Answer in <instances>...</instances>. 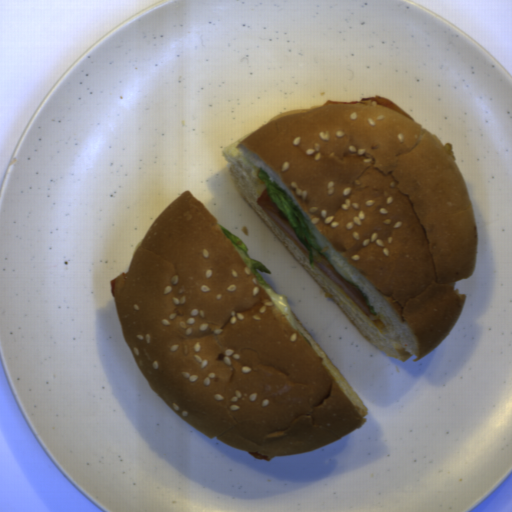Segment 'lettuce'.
<instances>
[{"label":"lettuce","instance_id":"9fb2a089","mask_svg":"<svg viewBox=\"0 0 512 512\" xmlns=\"http://www.w3.org/2000/svg\"><path fill=\"white\" fill-rule=\"evenodd\" d=\"M258 177L264 182L271 199L292 225L298 240L308 250V260L311 269H314L313 250L320 252L332 264L329 254L319 244L303 212L287 191L280 187L279 182L275 180L270 181L269 175L262 168L258 170Z\"/></svg>","mask_w":512,"mask_h":512},{"label":"lettuce","instance_id":"494a5c6d","mask_svg":"<svg viewBox=\"0 0 512 512\" xmlns=\"http://www.w3.org/2000/svg\"><path fill=\"white\" fill-rule=\"evenodd\" d=\"M223 235L226 237V239L229 241V243L232 245V247L236 250V252L239 254V256L242 258V260L245 262L251 273L254 275L258 283L261 287H268L267 283L264 281V279L261 277L258 271L262 273L272 274L269 269H267L263 264H261L259 261H256L254 259H251L249 255L248 246L244 243V241L229 231L226 227H224L222 224H218ZM270 289V288H269Z\"/></svg>","mask_w":512,"mask_h":512},{"label":"lettuce","instance_id":"88b5c38a","mask_svg":"<svg viewBox=\"0 0 512 512\" xmlns=\"http://www.w3.org/2000/svg\"><path fill=\"white\" fill-rule=\"evenodd\" d=\"M343 278H344V277H343ZM344 279H345V278H344ZM345 280H346L348 283H350V284H352V285L356 286V287L361 291V293L363 294V296H364V298H365V301H366V305H367L368 310H369V311H370V312H371V313L376 317V315H377V314H376V312H375L374 308L371 306V304H370V302H369V299H368V296H367V294L363 291V289H362L359 285H357L355 282H352V281L347 280V279H345Z\"/></svg>","mask_w":512,"mask_h":512}]
</instances>
